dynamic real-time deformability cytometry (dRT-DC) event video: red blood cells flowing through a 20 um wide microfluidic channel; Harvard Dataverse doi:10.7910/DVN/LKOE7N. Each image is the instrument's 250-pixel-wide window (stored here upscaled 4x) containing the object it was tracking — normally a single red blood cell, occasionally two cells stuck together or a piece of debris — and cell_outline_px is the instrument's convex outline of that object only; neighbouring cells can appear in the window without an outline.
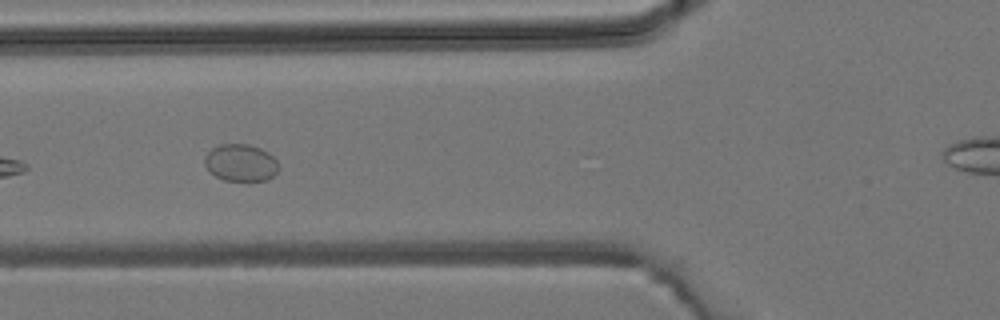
{"species": "common noctule bat (a hibernating species)", "species_latin": "Nyctalus noctula", "temperature_condition": "room temperature", "stored_images_in_passage": 5, "camera_frame_rate_fps": 3000, "um_per_image_px": 0.085, "animal": {"sex": "male", "body_mass_g": 19.2, "forearm_length_mm": 51.8}, "frame": {"image": 1, "passage_image": 4, "time_ms": 3.333, "image_size_px": [1000, 320], "cell_outline_px": [[280, 168], [268, 180], [248, 184], [224, 180], [216, 176], [204, 164], [204, 156], [212, 148], [220, 144], [248, 144], [260, 148], [268, 152], [276, 160]], "centroid_in_image_um": [20.49, 13.88], "position_along_channel_um": 105.3, "area_um2": 16.53}}
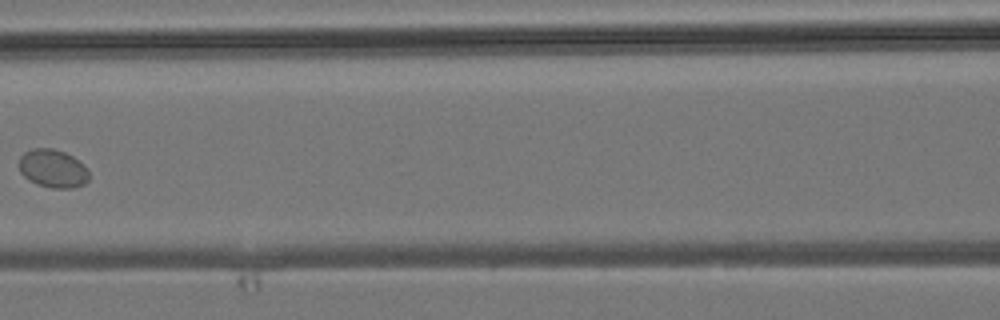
{"frame": {"image": 2, "passage_image": 5, "time_ms": 4.667, "image_size_px": [1000, 320], "cell_outline_px": [[88, 180], [84, 184], [72, 188], [52, 188], [36, 184], [28, 180], [20, 172], [20, 156], [24, 152], [32, 148], [52, 148], [64, 152], [72, 156], [84, 164], [88, 168]], "centroid_in_image_um": [4.49, 14.33], "position_along_channel_um": 162.1, "area_um2": 15.66}}